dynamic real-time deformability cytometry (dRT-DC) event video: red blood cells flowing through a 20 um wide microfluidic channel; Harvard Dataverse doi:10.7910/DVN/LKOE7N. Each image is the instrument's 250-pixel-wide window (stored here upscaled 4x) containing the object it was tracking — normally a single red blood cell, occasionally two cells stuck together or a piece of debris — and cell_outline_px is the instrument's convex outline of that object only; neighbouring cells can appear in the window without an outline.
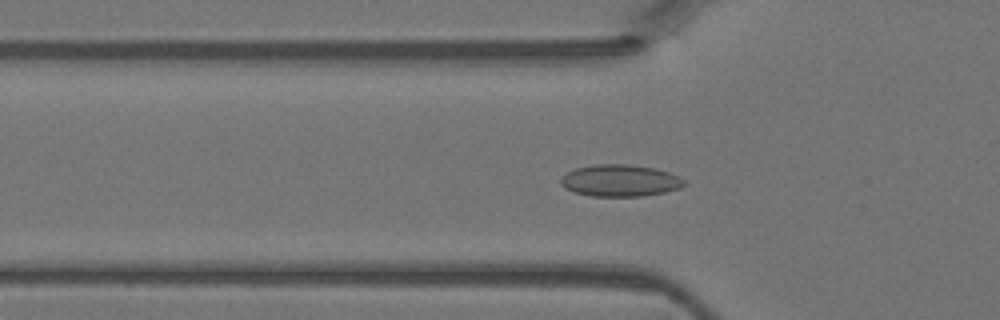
{"species": "Egyptian fruit bat (a non-hibernating species)", "species_latin": "Rousettus aegyptiacus", "temperature_condition": "warm", "stored_images_in_passage": 45, "camera_frame_rate_fps": 3000, "um_per_image_px": 0.085, "animal": {"sex": "female"}, "frame": {"image": 1, "passage_image": 15, "time_ms": 4.667, "image_size_px": [1000, 320], "cell_outline_px": [[688, 184], [680, 188], [664, 192], [640, 196], [592, 196], [576, 192], [564, 188], [560, 184], [560, 180], [568, 172], [576, 168], [596, 164], [628, 164], [656, 168], [668, 172], [684, 180]], "centroid_in_image_um": [52.72, 15.34], "position_along_channel_um": 73.1, "area_um2": 22.77}}
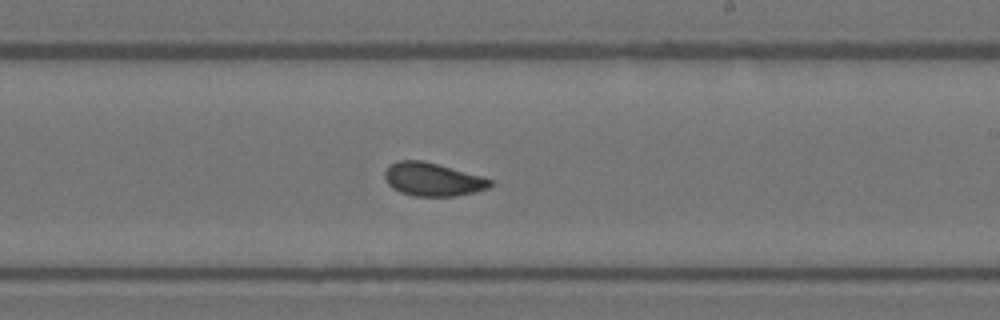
{"frame": {"image": 2, "passage_image": 27, "time_ms": 8.667, "image_size_px": [1000, 320], "cell_outline_px": [[492, 184], [488, 188], [456, 196], [412, 196], [400, 192], [392, 188], [388, 184], [384, 176], [384, 172], [388, 164], [400, 160], [420, 160], [436, 164], [480, 176], [492, 180]], "centroid_in_image_um": [36.71, 15.25], "position_along_channel_um": 252.3, "area_um2": 20.23}}
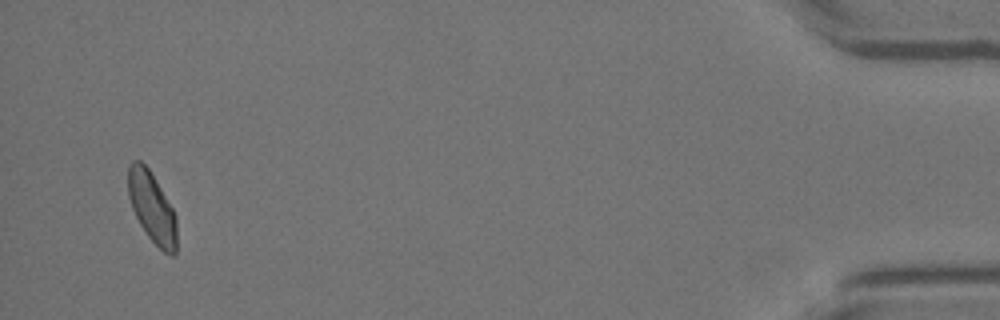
{"frame": {"image": 3, "passage_image": 44, "time_ms": 14.333, "image_size_px": [1000, 320], "cell_outline_px": [[176, 252], [172, 256], [164, 252], [148, 236], [140, 224], [132, 208], [128, 196], [128, 164], [132, 160], [140, 160], [148, 168], [172, 208], [176, 216]], "centroid_in_image_um": [12.9, 17.62], "position_along_channel_um": 422.3, "area_um2": 19.71}}